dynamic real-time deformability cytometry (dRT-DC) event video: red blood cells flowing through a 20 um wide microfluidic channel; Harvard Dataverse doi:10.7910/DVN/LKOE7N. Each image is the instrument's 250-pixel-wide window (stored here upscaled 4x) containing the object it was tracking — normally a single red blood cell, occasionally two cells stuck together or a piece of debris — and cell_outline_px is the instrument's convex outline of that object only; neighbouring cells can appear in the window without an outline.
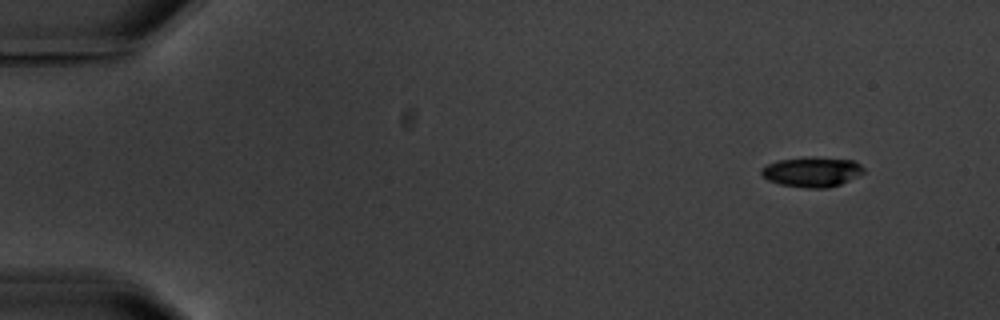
{"species": "common noctule bat (a hibernating species)", "species_latin": "Nyctalus noctula", "temperature_condition": "warm", "stored_images_in_passage": 6, "camera_frame_rate_fps": 3000, "um_per_image_px": 0.085, "animal": {"sex": "male", "body_mass_g": 20.1, "forearm_length_mm": 53.5}, "frame": {"image": 1, "passage_image": 1, "time_ms": 0.0, "image_size_px": [1000, 320], "cell_outline_px": [[864, 172], [840, 184], [828, 188], [808, 188], [780, 184], [768, 180], [760, 172], [760, 168], [768, 164], [780, 160], [804, 156], [812, 156], [852, 160], [860, 164], [864, 168]], "centroid_in_image_um": [69.0, 14.59], "position_along_channel_um": 16.0, "area_um2": 17.86}}
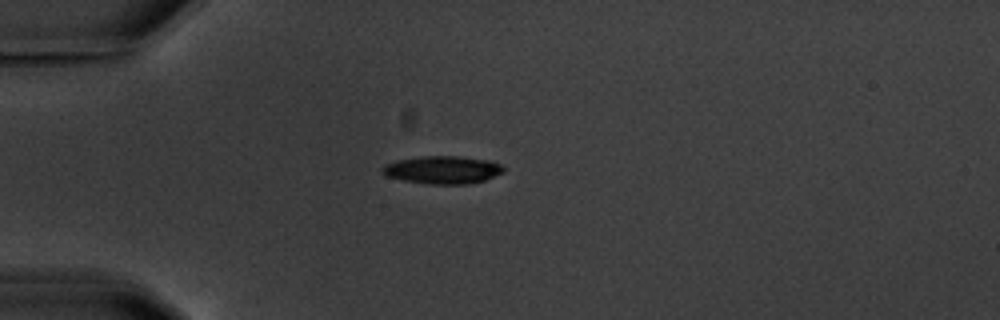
{"frame": {"image": 2, "passage_image": 4, "time_ms": 3.667, "image_size_px": [1000, 320], "cell_outline_px": [[504, 172], [484, 180], [468, 184], [424, 184], [384, 176], [380, 172], [380, 168], [384, 164], [396, 160], [424, 156], [456, 156], [488, 160], [500, 164], [504, 168]], "centroid_in_image_um": [37.56, 14.44], "position_along_channel_um": 47.4, "area_um2": 19.77}}
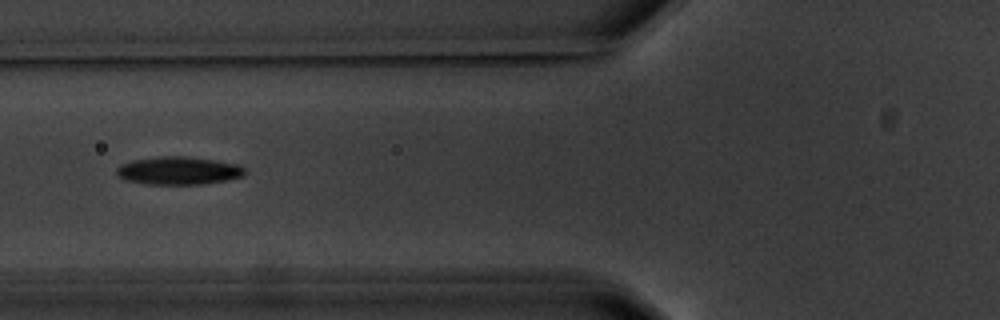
{"frame": {"image": 3, "passage_image": 6, "time_ms": 6.0, "image_size_px": [1000, 320], "cell_outline_px": [[244, 176], [228, 180], [204, 184], [144, 184], [124, 180], [116, 176], [116, 168], [120, 164], [132, 160], [160, 156], [184, 156], [240, 164], [244, 168]], "centroid_in_image_um": [15.14, 14.51], "position_along_channel_um": 110.7, "area_um2": 21.1}}